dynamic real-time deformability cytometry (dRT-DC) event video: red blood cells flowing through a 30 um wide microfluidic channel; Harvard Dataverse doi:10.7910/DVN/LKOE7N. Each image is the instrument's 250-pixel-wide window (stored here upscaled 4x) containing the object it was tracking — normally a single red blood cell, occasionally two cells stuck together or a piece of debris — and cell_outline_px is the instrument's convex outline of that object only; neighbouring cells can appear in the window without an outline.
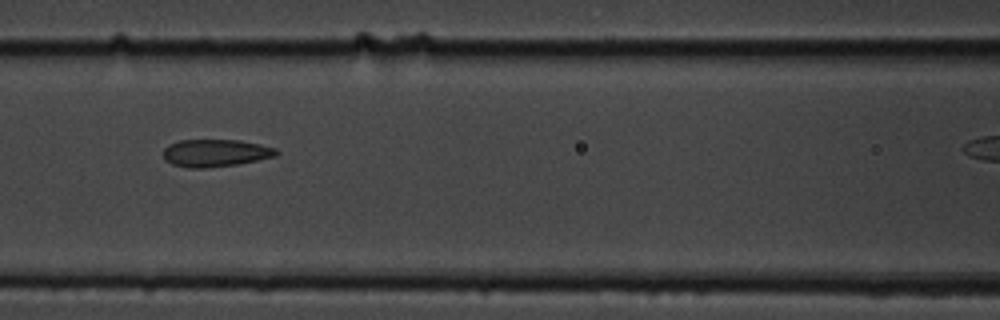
{"species": "common noctule bat (a hibernating species)", "species_latin": "Nyctalus noctula", "temperature_condition": "cold", "stored_images_in_passage": 10, "segment_of_instrument_passage": [1, 2], "camera_frame_rate_fps": 3000, "um_per_image_px": 0.085, "animal": {"sex": "male", "body_mass_g": 19.5, "forearm_length_mm": 54.6}, "frame": {"image": 1, "passage_image": 7, "time_ms": 8.0, "image_size_px": [1000, 320], "cell_outline_px": [[280, 152], [276, 156], [240, 164], [204, 168], [188, 168], [172, 164], [164, 160], [164, 148], [168, 144], [180, 140], [240, 140], [260, 144], [276, 148]], "centroid_in_image_um": [18.32, 13.0], "position_along_channel_um": 148.3, "area_um2": 18.26}}
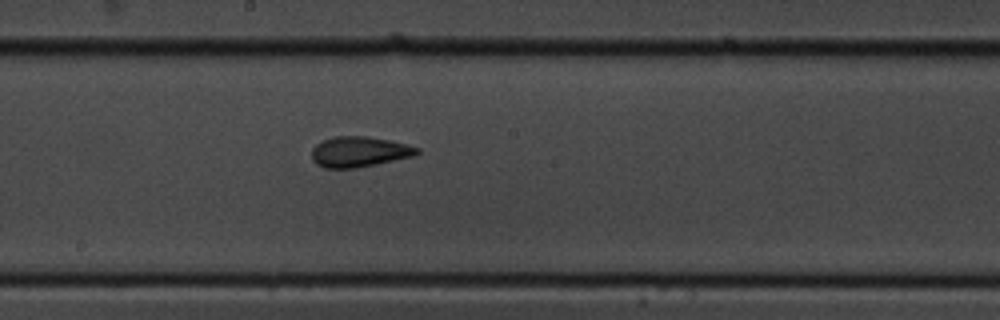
{"frame": {"image": 2, "passage_image": 9, "time_ms": 10.0, "image_size_px": [1000, 320], "cell_outline_px": [[420, 152], [416, 156], [356, 168], [324, 168], [316, 164], [312, 160], [312, 148], [316, 144], [324, 140], [336, 136], [364, 136], [388, 140], [420, 148]], "centroid_in_image_um": [30.53, 12.91], "position_along_channel_um": 217.7, "area_um2": 18.67}}